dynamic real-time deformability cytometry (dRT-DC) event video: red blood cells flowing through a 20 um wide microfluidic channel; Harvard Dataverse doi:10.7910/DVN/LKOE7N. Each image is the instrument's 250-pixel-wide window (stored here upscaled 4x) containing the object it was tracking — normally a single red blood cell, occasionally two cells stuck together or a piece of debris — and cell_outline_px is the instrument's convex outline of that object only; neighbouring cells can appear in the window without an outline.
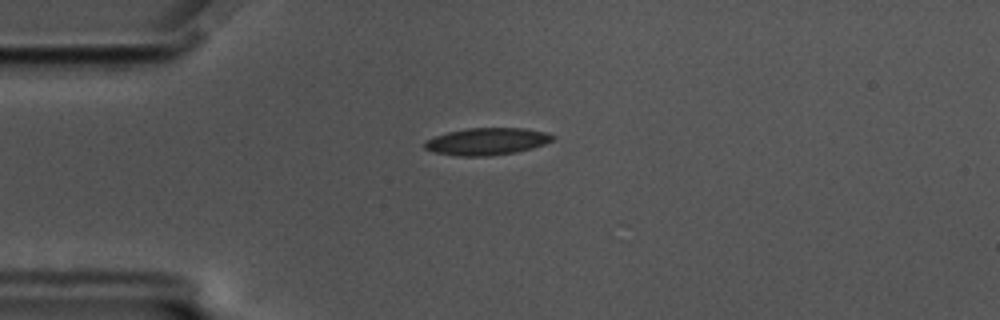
{"species": "common noctule bat (a hibernating species)", "species_latin": "Nyctalus noctula", "temperature_condition": "cold", "stored_images_in_passage": 57, "camera_frame_rate_fps": 3000, "um_per_image_px": 0.085, "animal": {"sex": "male", "body_mass_g": 17.5, "forearm_length_mm": 52.3}, "frame": {"image": 1, "passage_image": 14, "time_ms": 4.333, "image_size_px": [1000, 320], "cell_outline_px": [[556, 140], [532, 148], [516, 152], [488, 156], [460, 156], [432, 152], [424, 148], [424, 140], [448, 132], [468, 128], [524, 128], [544, 132], [556, 136]], "centroid_in_image_um": [41.39, 12.02], "position_along_channel_um": 43.6, "area_um2": 20.29}}
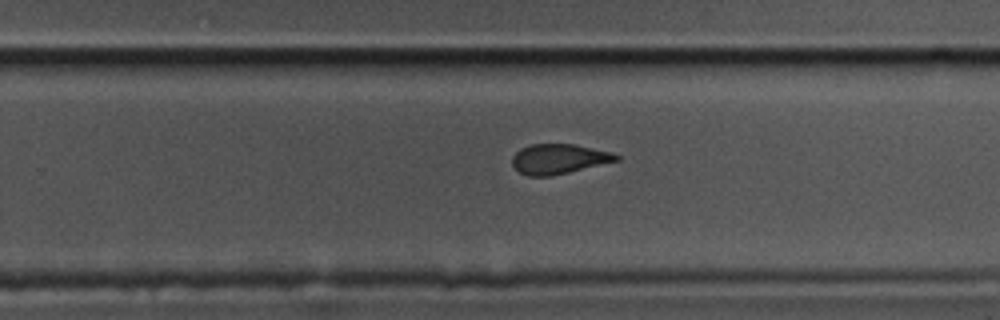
{"frame": {"image": 2, "passage_image": 36, "time_ms": 11.667, "image_size_px": [1000, 320], "cell_outline_px": [[620, 160], [552, 176], [528, 176], [520, 172], [512, 164], [512, 156], [520, 148], [532, 144], [572, 144], [612, 152], [620, 156]], "centroid_in_image_um": [47.5, 13.51], "position_along_channel_um": 282.3, "area_um2": 18.09}}
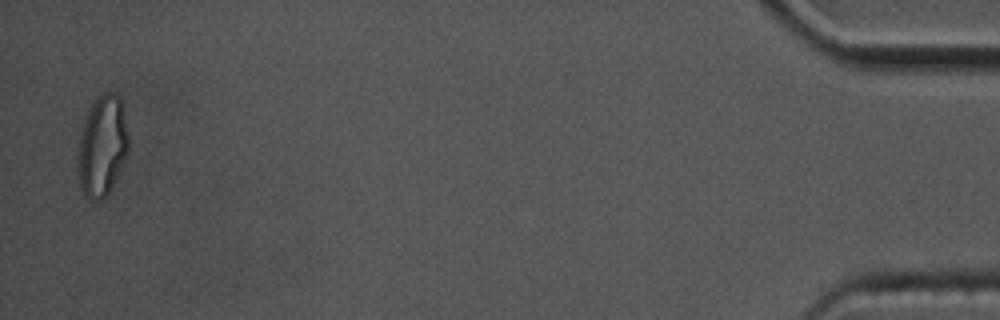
{"frame": {"image": 3, "passage_image": 56, "time_ms": 18.333, "image_size_px": [1000, 320], "cell_outline_px": [[128, 152], [108, 192], [100, 200], [92, 200], [84, 196], [80, 184], [80, 136], [84, 124], [92, 104], [104, 92], [112, 92], [120, 100], [124, 116], [128, 136]], "centroid_in_image_um": [8.71, 12.42], "position_along_channel_um": 426.5, "area_um2": 28.21}, "authors_computed_cell_mechanics": {"area_um2": 19.7098, "velocity_mm_per_s": 3.5119, "shape_relaxation_time_tau1_ms": 8.5021, "shape_relaxation_time_tau2_ms": 2.0835, "deformation_change_tau1": 0.1795, "deformation_change_tau2": 0.0913}}